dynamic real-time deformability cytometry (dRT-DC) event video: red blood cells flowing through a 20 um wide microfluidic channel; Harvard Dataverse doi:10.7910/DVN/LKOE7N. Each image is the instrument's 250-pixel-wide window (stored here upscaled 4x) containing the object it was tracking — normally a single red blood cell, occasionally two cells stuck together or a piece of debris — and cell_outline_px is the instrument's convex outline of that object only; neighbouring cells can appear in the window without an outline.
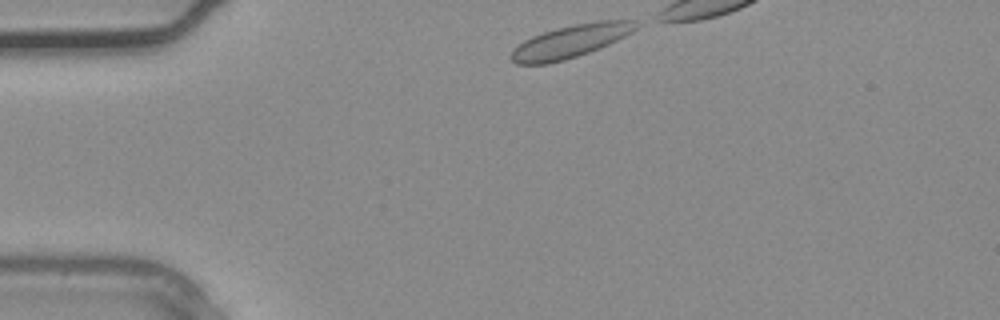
{"species": "common noctule bat (a hibernating species)", "species_latin": "Nyctalus noctula", "temperature_condition": "warm", "stored_images_in_passage": 10, "camera_frame_rate_fps": 3000, "um_per_image_px": 0.085, "animal": {"sex": "male", "body_mass_g": 20.4}, "frame": {"image": 1, "passage_image": 1, "time_ms": 0.0, "image_size_px": [1000, 320], "cell_outline_px": [[640, 24], [632, 32], [608, 44], [588, 52], [564, 60], [548, 64], [516, 64], [508, 56], [524, 40], [532, 36], [556, 28], [576, 24], [600, 20], [636, 20]], "centroid_in_image_um": [48.5, 3.51], "position_along_channel_um": 36.5, "area_um2": 23.58}}